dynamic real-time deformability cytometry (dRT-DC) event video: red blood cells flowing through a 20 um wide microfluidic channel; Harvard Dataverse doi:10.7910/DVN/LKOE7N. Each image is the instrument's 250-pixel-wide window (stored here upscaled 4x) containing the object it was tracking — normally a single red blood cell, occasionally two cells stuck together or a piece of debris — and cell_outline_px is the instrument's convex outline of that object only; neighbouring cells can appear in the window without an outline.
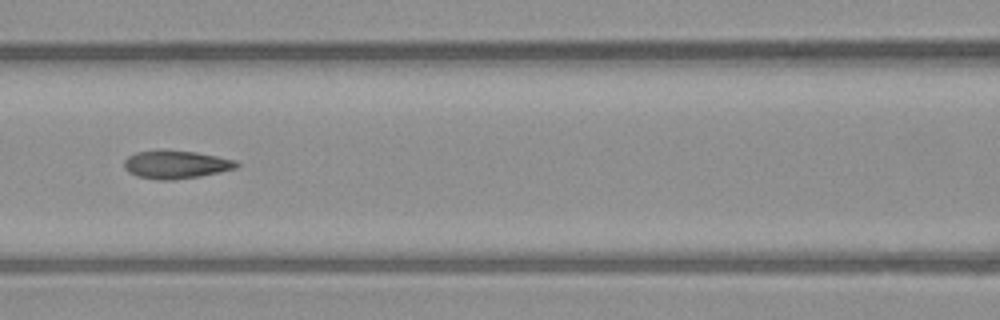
{"species": "common noctule bat (a hibernating species)", "species_latin": "Nyctalus noctula", "temperature_condition": "warm", "stored_images_in_passage": 7, "camera_frame_rate_fps": 3000, "um_per_image_px": 0.085, "animal": {"sex": "male", "body_mass_g": 23.1, "forearm_length_mm": 52.7}, "frame": {"image": 1, "passage_image": 7, "time_ms": 8.0, "image_size_px": [1000, 320], "cell_outline_px": [[240, 164], [236, 168], [220, 172], [200, 176], [172, 180], [160, 180], [136, 176], [128, 172], [124, 168], [124, 160], [128, 156], [136, 152], [196, 152], [236, 160]], "centroid_in_image_um": [14.97, 14.02], "position_along_channel_um": 151.6, "area_um2": 17.92}}